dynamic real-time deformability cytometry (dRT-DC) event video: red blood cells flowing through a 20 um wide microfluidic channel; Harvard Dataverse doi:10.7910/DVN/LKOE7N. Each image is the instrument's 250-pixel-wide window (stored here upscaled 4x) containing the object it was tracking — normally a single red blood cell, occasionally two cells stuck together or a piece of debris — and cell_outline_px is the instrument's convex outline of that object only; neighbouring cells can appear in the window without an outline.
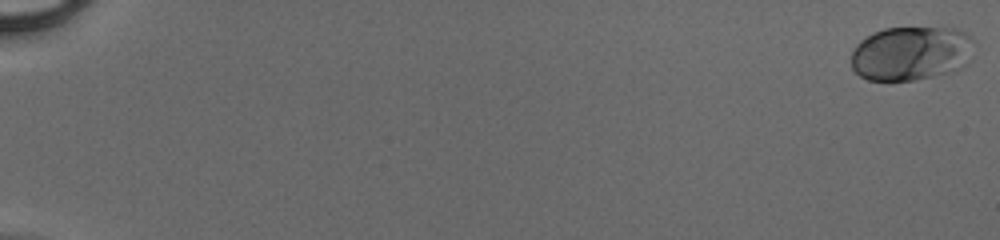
{"species": "human", "species_latin": "Homo sapiens", "temperature_condition": "cold", "stored_images_in_passage": 12, "camera_frame_rate_fps": 3000, "um_per_image_px": 0.085, "donor": {"sex": "male"}, "frame": {"image": 1, "passage_image": 1, "time_ms": 0.0, "image_size_px": [1000, 240], "cell_outline_px": [[976, 40], [972, 60], [968, 64], [952, 72], [916, 80], [868, 80], [860, 76], [852, 68], [852, 52], [856, 44], [860, 40], [872, 32], [884, 28], [940, 24], [956, 28], [968, 32]], "centroid_in_image_um": [77.55, 4.46], "position_along_channel_um": 7.4, "area_um2": 40.75}}